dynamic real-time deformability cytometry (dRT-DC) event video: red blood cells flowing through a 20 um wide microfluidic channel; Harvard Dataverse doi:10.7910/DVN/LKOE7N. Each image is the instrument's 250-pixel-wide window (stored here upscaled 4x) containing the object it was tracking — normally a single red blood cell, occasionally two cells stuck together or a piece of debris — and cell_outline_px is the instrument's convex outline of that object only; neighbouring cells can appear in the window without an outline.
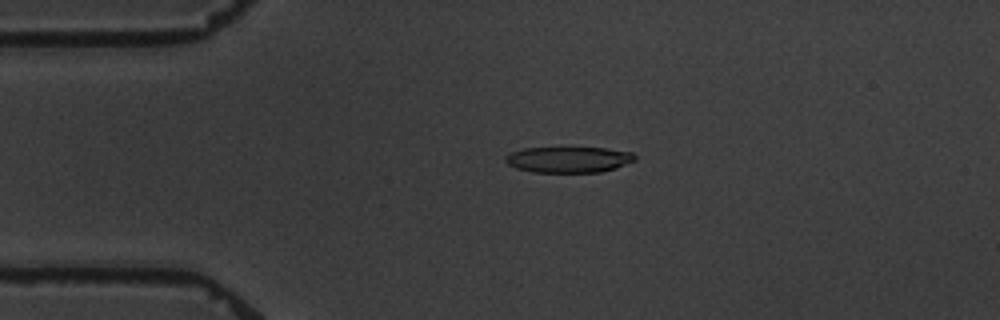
{"species": "common noctule bat (a hibernating species)", "species_latin": "Nyctalus noctula", "temperature_condition": "warm", "stored_images_in_passage": 3, "camera_frame_rate_fps": 3000, "um_per_image_px": 0.085, "animal": {"sex": "male", "body_mass_g": 19.5, "forearm_length_mm": 54.6}, "frame": {"image": 1, "passage_image": 2, "time_ms": 1.333, "image_size_px": [1000, 320], "cell_outline_px": [[636, 160], [616, 168], [600, 172], [532, 172], [516, 168], [508, 164], [504, 160], [504, 156], [512, 152], [524, 148], [604, 148], [632, 152], [636, 156]], "centroid_in_image_um": [48.33, 13.56], "position_along_channel_um": 36.7, "area_um2": 19.54}}
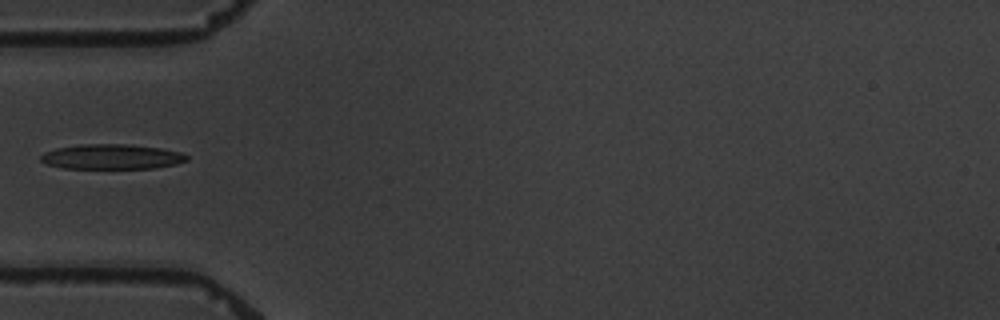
{"frame": {"image": 2, "passage_image": 3, "time_ms": 3.333, "image_size_px": [1000, 320], "cell_outline_px": [[188, 160], [176, 164], [156, 168], [64, 168], [48, 164], [40, 160], [40, 156], [44, 152], [56, 148], [80, 144], [132, 144], [160, 148], [180, 152], [188, 156]], "centroid_in_image_um": [9.5, 13.31], "position_along_channel_um": 75.5, "area_um2": 21.27}}